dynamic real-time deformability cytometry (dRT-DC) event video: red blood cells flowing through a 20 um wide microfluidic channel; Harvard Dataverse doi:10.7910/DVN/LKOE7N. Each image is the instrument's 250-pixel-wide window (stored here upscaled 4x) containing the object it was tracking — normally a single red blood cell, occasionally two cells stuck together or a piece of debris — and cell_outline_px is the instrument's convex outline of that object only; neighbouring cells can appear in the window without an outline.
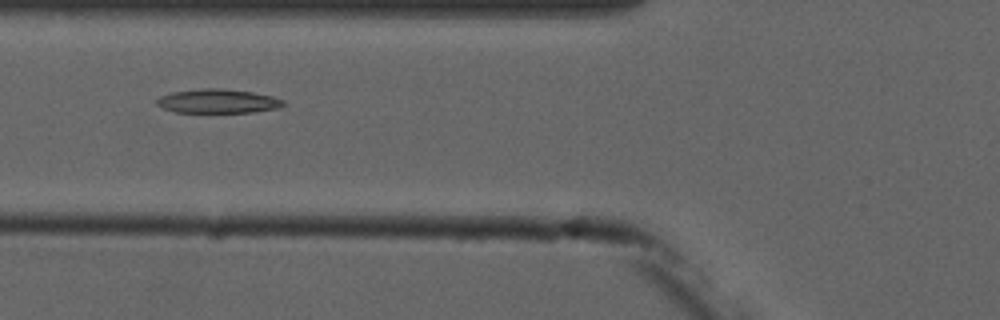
{"species": "common noctule bat (a hibernating species)", "species_latin": "Nyctalus noctula", "temperature_condition": "cold", "stored_images_in_passage": 7, "camera_frame_rate_fps": 3000, "um_per_image_px": 0.085, "animal": {"sex": "male", "forearm_length_mm": 52.5}, "frame": {"image": 1, "passage_image": 6, "time_ms": 6.0, "image_size_px": [1000, 320], "cell_outline_px": [[288, 104], [280, 108], [252, 112], [172, 112], [160, 108], [156, 104], [156, 100], [160, 96], [172, 92], [204, 88], [220, 88], [252, 92], [272, 96], [284, 100]], "centroid_in_image_um": [18.52, 8.6], "position_along_channel_um": 107.3, "area_um2": 17.92}}
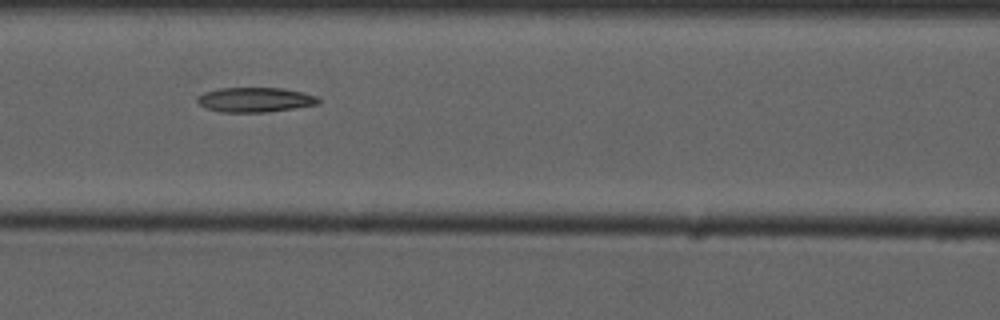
{"frame": {"image": 2, "passage_image": 7, "time_ms": 7.0, "image_size_px": [1000, 320], "cell_outline_px": [[320, 104], [264, 112], [220, 112], [208, 108], [200, 104], [196, 100], [196, 96], [204, 92], [220, 88], [284, 88], [304, 92], [316, 96], [320, 100]], "centroid_in_image_um": [21.68, 8.47], "position_along_channel_um": 144.9, "area_um2": 17.4}}